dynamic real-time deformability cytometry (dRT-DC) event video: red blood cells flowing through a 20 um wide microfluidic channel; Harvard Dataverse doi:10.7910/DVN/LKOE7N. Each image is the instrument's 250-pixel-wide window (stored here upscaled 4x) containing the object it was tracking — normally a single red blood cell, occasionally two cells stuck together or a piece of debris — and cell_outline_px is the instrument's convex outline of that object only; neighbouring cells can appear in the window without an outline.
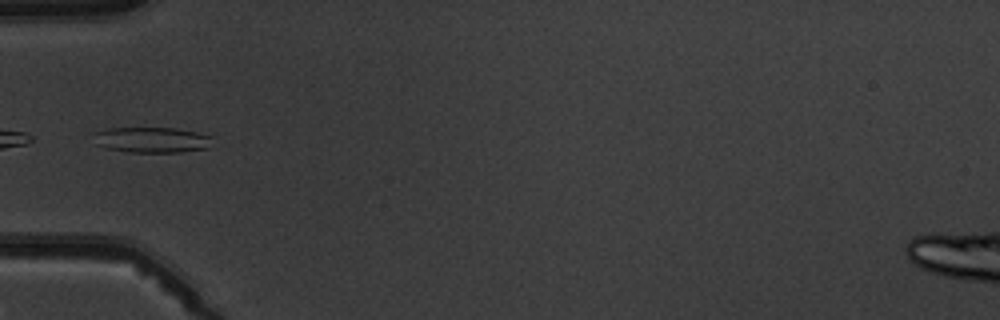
{"species": "common noctule bat (a hibernating species)", "species_latin": "Nyctalus noctula", "temperature_condition": "warm", "stored_images_in_passage": 6, "camera_frame_rate_fps": 3000, "um_per_image_px": 0.085, "animal": {"sex": "male", "body_mass_g": 19.5, "forearm_length_mm": 54.6}, "frame": {"image": 1, "passage_image": 5, "time_ms": 4.667, "image_size_px": [1000, 320], "cell_outline_px": [[212, 148], [180, 152], [128, 152], [104, 148], [96, 144], [92, 132], [108, 128], [176, 128], [196, 132], [212, 136]], "centroid_in_image_um": [12.91, 11.89], "position_along_channel_um": 72.1, "area_um2": 18.03}}